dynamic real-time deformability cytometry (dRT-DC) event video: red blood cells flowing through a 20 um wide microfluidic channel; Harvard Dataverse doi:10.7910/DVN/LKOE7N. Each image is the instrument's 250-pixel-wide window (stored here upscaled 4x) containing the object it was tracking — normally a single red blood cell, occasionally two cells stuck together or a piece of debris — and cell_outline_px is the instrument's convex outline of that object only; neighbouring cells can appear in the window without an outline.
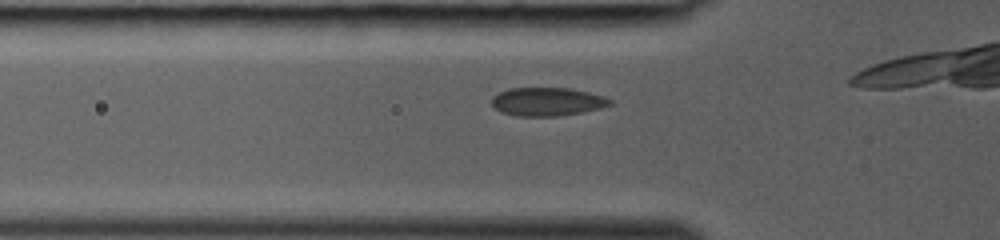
{"species": "common noctule bat (a hibernating species)", "species_latin": "Nyctalus noctula", "temperature_condition": "room temperature", "stored_images_in_passage": 10, "camera_frame_rate_fps": 3000, "um_per_image_px": 0.085, "animal": {"sex": "female", "body_mass_g": 19.0, "forearm_length_mm": 53.3}, "frame": {"image": 1, "passage_image": 4, "time_ms": 1.0, "image_size_px": [1000, 240], "cell_outline_px": [[612, 104], [600, 108], [580, 112], [556, 116], [516, 116], [500, 112], [492, 108], [492, 96], [508, 88], [572, 88], [604, 96], [612, 100]], "centroid_in_image_um": [46.47, 8.64], "position_along_channel_um": 79.3, "area_um2": 19.65}}
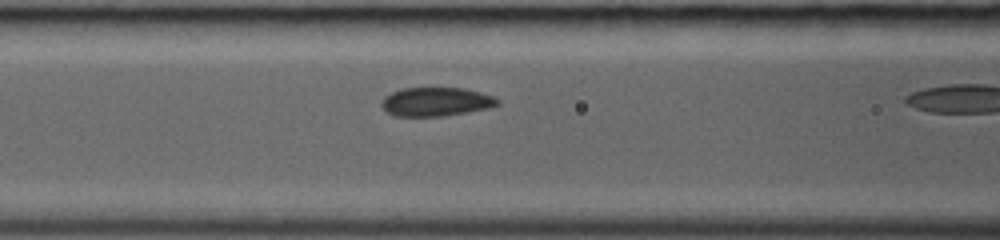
{"frame": {"image": 2, "passage_image": 7, "time_ms": 2.0, "image_size_px": [1000, 240], "cell_outline_px": [[500, 104], [488, 108], [468, 112], [444, 116], [396, 116], [388, 112], [380, 104], [384, 96], [392, 92], [404, 88], [464, 88], [480, 92], [492, 96], [500, 100]], "centroid_in_image_um": [37.07, 8.65], "position_along_channel_um": 129.5, "area_um2": 19.42}}
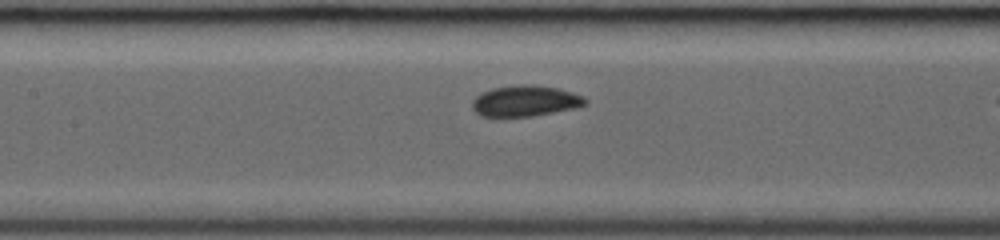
{"frame": {"image": 3, "passage_image": 9, "time_ms": 2.667, "image_size_px": [1000, 240], "cell_outline_px": [[588, 104], [580, 108], [532, 116], [480, 116], [472, 108], [472, 100], [476, 96], [492, 88], [520, 84], [532, 84], [556, 88], [572, 92], [584, 96], [588, 100]], "centroid_in_image_um": [44.71, 8.58], "position_along_channel_um": 162.7, "area_um2": 20.58}}